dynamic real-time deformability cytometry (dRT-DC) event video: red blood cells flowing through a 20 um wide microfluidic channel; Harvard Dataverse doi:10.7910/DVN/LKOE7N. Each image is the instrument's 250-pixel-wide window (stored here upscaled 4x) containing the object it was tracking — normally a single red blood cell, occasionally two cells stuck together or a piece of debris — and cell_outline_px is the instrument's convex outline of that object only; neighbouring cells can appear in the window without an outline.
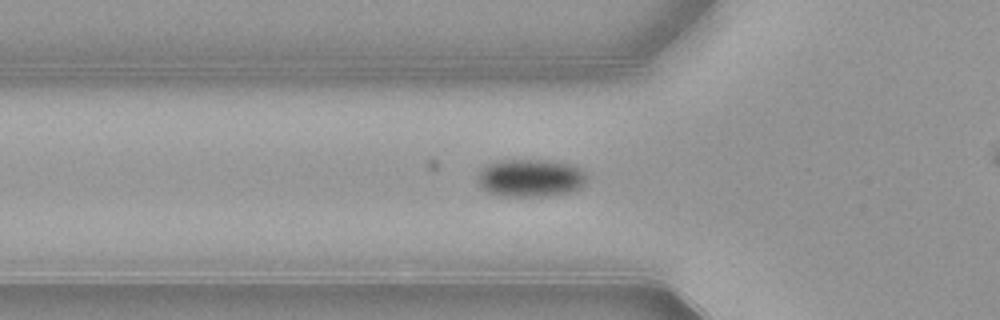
{"species": "common noctule bat (a hibernating species)", "species_latin": "Nyctalus noctula", "temperature_condition": "warm", "stored_images_in_passage": 45, "camera_frame_rate_fps": 3000, "um_per_image_px": 0.085, "animal": {"sex": "female", "body_mass_g": 21.9}, "frame": {"image": 1, "passage_image": 17, "time_ms": 5.333, "image_size_px": [1000, 320], "cell_outline_px": [[588, 180], [580, 188], [568, 192], [544, 196], [504, 196], [488, 192], [480, 188], [476, 184], [476, 172], [480, 168], [488, 164], [500, 160], [548, 160], [572, 164], [580, 168], [588, 176]], "centroid_in_image_um": [45.05, 15.12], "position_along_channel_um": 80.8, "area_um2": 24.51}}
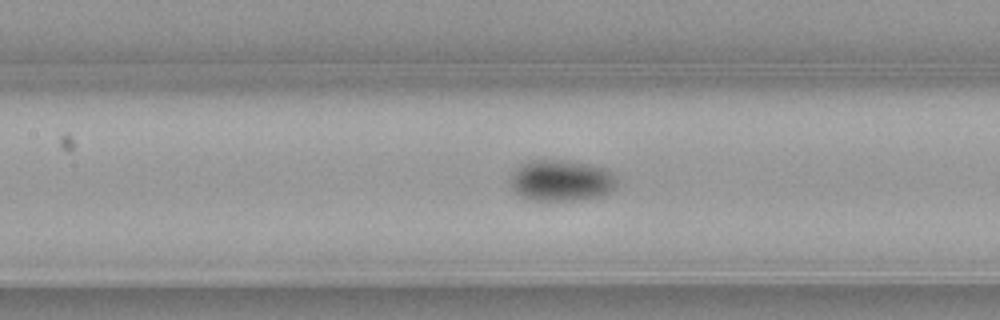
{"frame": {"image": 2, "passage_image": 23, "time_ms": 7.333, "image_size_px": [1000, 320], "cell_outline_px": [[616, 184], [608, 192], [600, 196], [576, 200], [528, 200], [520, 196], [508, 184], [508, 180], [512, 172], [520, 164], [528, 160], [568, 160], [588, 164], [604, 168], [612, 172], [616, 176]], "centroid_in_image_um": [47.64, 15.33], "position_along_channel_um": 159.8, "area_um2": 25.84}}
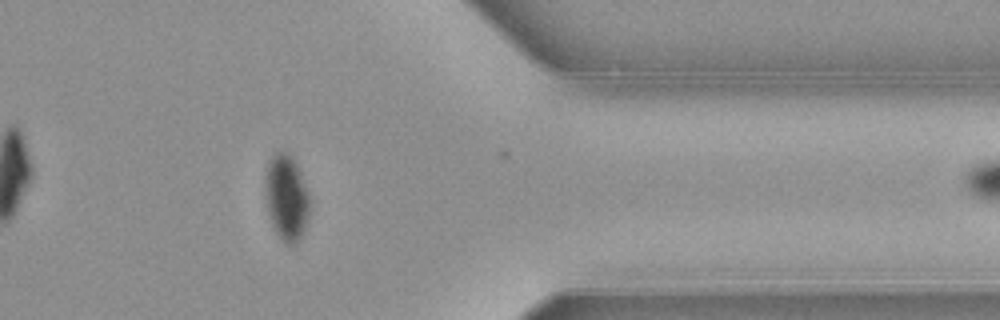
{"frame": {"image": 3, "passage_image": 42, "time_ms": 13.667, "image_size_px": [1000, 320], "cell_outline_px": [[308, 220], [296, 244], [288, 244], [280, 240], [268, 216], [268, 164], [272, 156], [276, 152], [288, 152], [296, 160], [308, 192]], "centroid_in_image_um": [24.39, 16.81], "position_along_channel_um": 387.0, "area_um2": 21.44}, "authors_computed_cell_mechanics": {"area_um2": 23.698, "velocity_mm_per_s": 3.8731, "shape_relaxation_time_tau1_ms": 2.35, "shape_relaxation_time_tau2_ms": 3.1323, "deformation_change_tau1": 0.0712, "deformation_change_tau2": 0.0241}}